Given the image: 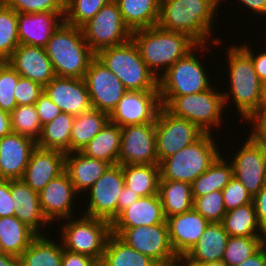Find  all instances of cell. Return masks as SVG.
<instances>
[{"mask_svg": "<svg viewBox=\"0 0 266 266\" xmlns=\"http://www.w3.org/2000/svg\"><path fill=\"white\" fill-rule=\"evenodd\" d=\"M220 5L217 0H160L157 26L187 34L198 44L219 47L223 39L216 36L213 40L211 35Z\"/></svg>", "mask_w": 266, "mask_h": 266, "instance_id": "6da1fadb", "label": "cell"}, {"mask_svg": "<svg viewBox=\"0 0 266 266\" xmlns=\"http://www.w3.org/2000/svg\"><path fill=\"white\" fill-rule=\"evenodd\" d=\"M226 49V71L229 76L227 85H230L226 88L228 92H222L224 106L227 110L234 105L236 113L242 118L240 120L245 122L259 109L262 81L256 74L251 55L241 45L236 42Z\"/></svg>", "mask_w": 266, "mask_h": 266, "instance_id": "7a4b0ae2", "label": "cell"}, {"mask_svg": "<svg viewBox=\"0 0 266 266\" xmlns=\"http://www.w3.org/2000/svg\"><path fill=\"white\" fill-rule=\"evenodd\" d=\"M132 40L148 69L157 79L198 45L187 34L168 31L158 26L133 31Z\"/></svg>", "mask_w": 266, "mask_h": 266, "instance_id": "3957f363", "label": "cell"}, {"mask_svg": "<svg viewBox=\"0 0 266 266\" xmlns=\"http://www.w3.org/2000/svg\"><path fill=\"white\" fill-rule=\"evenodd\" d=\"M44 48L58 77L84 78L90 62L96 57L82 29L65 22L52 34Z\"/></svg>", "mask_w": 266, "mask_h": 266, "instance_id": "277c9868", "label": "cell"}, {"mask_svg": "<svg viewBox=\"0 0 266 266\" xmlns=\"http://www.w3.org/2000/svg\"><path fill=\"white\" fill-rule=\"evenodd\" d=\"M209 48V44H198L159 77L158 91L162 107L175 96L199 93L213 86L205 64L200 59L202 57L199 56V53H208Z\"/></svg>", "mask_w": 266, "mask_h": 266, "instance_id": "5b68a950", "label": "cell"}, {"mask_svg": "<svg viewBox=\"0 0 266 266\" xmlns=\"http://www.w3.org/2000/svg\"><path fill=\"white\" fill-rule=\"evenodd\" d=\"M96 58L119 78L127 91L158 90V79L148 69L132 38L100 50Z\"/></svg>", "mask_w": 266, "mask_h": 266, "instance_id": "8992f818", "label": "cell"}, {"mask_svg": "<svg viewBox=\"0 0 266 266\" xmlns=\"http://www.w3.org/2000/svg\"><path fill=\"white\" fill-rule=\"evenodd\" d=\"M215 135L204 133L193 144L159 163L160 180L182 181L192 184L218 158ZM220 151V152H219Z\"/></svg>", "mask_w": 266, "mask_h": 266, "instance_id": "52a82bcc", "label": "cell"}, {"mask_svg": "<svg viewBox=\"0 0 266 266\" xmlns=\"http://www.w3.org/2000/svg\"><path fill=\"white\" fill-rule=\"evenodd\" d=\"M216 88L212 86L199 93L175 96L164 108L172 115L196 124L205 133L215 134L217 128L225 125L223 117H226L223 93Z\"/></svg>", "mask_w": 266, "mask_h": 266, "instance_id": "ba28073f", "label": "cell"}, {"mask_svg": "<svg viewBox=\"0 0 266 266\" xmlns=\"http://www.w3.org/2000/svg\"><path fill=\"white\" fill-rule=\"evenodd\" d=\"M61 221L58 237L65 250L84 254L101 262L111 232V223L82 214Z\"/></svg>", "mask_w": 266, "mask_h": 266, "instance_id": "9c48e42d", "label": "cell"}, {"mask_svg": "<svg viewBox=\"0 0 266 266\" xmlns=\"http://www.w3.org/2000/svg\"><path fill=\"white\" fill-rule=\"evenodd\" d=\"M81 29L86 42L95 54L132 38V32L124 24L115 0L104 5Z\"/></svg>", "mask_w": 266, "mask_h": 266, "instance_id": "30bf717a", "label": "cell"}, {"mask_svg": "<svg viewBox=\"0 0 266 266\" xmlns=\"http://www.w3.org/2000/svg\"><path fill=\"white\" fill-rule=\"evenodd\" d=\"M111 232L128 246L150 257L159 266L171 265L177 256L170 244L167 223L133 228H111Z\"/></svg>", "mask_w": 266, "mask_h": 266, "instance_id": "8fae6325", "label": "cell"}, {"mask_svg": "<svg viewBox=\"0 0 266 266\" xmlns=\"http://www.w3.org/2000/svg\"><path fill=\"white\" fill-rule=\"evenodd\" d=\"M204 133L196 124L176 117L161 107L155 120L156 153L159 163L193 144Z\"/></svg>", "mask_w": 266, "mask_h": 266, "instance_id": "7c38bea8", "label": "cell"}, {"mask_svg": "<svg viewBox=\"0 0 266 266\" xmlns=\"http://www.w3.org/2000/svg\"><path fill=\"white\" fill-rule=\"evenodd\" d=\"M124 186L122 165H111L85 193L88 204L82 214L112 223L118 215V197Z\"/></svg>", "mask_w": 266, "mask_h": 266, "instance_id": "4fadbf2b", "label": "cell"}, {"mask_svg": "<svg viewBox=\"0 0 266 266\" xmlns=\"http://www.w3.org/2000/svg\"><path fill=\"white\" fill-rule=\"evenodd\" d=\"M243 141L228 161L233 166V176L254 197L266 184V146L249 135Z\"/></svg>", "mask_w": 266, "mask_h": 266, "instance_id": "5bb4252c", "label": "cell"}, {"mask_svg": "<svg viewBox=\"0 0 266 266\" xmlns=\"http://www.w3.org/2000/svg\"><path fill=\"white\" fill-rule=\"evenodd\" d=\"M92 109L109 115L127 92L119 78L96 57L84 77Z\"/></svg>", "mask_w": 266, "mask_h": 266, "instance_id": "9a60e30c", "label": "cell"}, {"mask_svg": "<svg viewBox=\"0 0 266 266\" xmlns=\"http://www.w3.org/2000/svg\"><path fill=\"white\" fill-rule=\"evenodd\" d=\"M119 165H159L155 122L121 127Z\"/></svg>", "mask_w": 266, "mask_h": 266, "instance_id": "2e32d148", "label": "cell"}, {"mask_svg": "<svg viewBox=\"0 0 266 266\" xmlns=\"http://www.w3.org/2000/svg\"><path fill=\"white\" fill-rule=\"evenodd\" d=\"M161 107L158 90L127 91L109 115L110 122L120 127L155 122Z\"/></svg>", "mask_w": 266, "mask_h": 266, "instance_id": "e0dca14e", "label": "cell"}, {"mask_svg": "<svg viewBox=\"0 0 266 266\" xmlns=\"http://www.w3.org/2000/svg\"><path fill=\"white\" fill-rule=\"evenodd\" d=\"M77 195L78 193L65 171L51 180L39 192L40 206L47 221L55 225L60 221L74 217L75 215L72 213L75 212L74 201L78 199Z\"/></svg>", "mask_w": 266, "mask_h": 266, "instance_id": "ac0fdd59", "label": "cell"}, {"mask_svg": "<svg viewBox=\"0 0 266 266\" xmlns=\"http://www.w3.org/2000/svg\"><path fill=\"white\" fill-rule=\"evenodd\" d=\"M44 92L67 114L77 116L92 109L84 78L55 76L44 86Z\"/></svg>", "mask_w": 266, "mask_h": 266, "instance_id": "d6986e66", "label": "cell"}, {"mask_svg": "<svg viewBox=\"0 0 266 266\" xmlns=\"http://www.w3.org/2000/svg\"><path fill=\"white\" fill-rule=\"evenodd\" d=\"M65 152L36 146L31 152L23 180L39 193L51 180L65 171Z\"/></svg>", "mask_w": 266, "mask_h": 266, "instance_id": "ffe728a7", "label": "cell"}, {"mask_svg": "<svg viewBox=\"0 0 266 266\" xmlns=\"http://www.w3.org/2000/svg\"><path fill=\"white\" fill-rule=\"evenodd\" d=\"M36 141L28 136L11 133L0 138V179H22Z\"/></svg>", "mask_w": 266, "mask_h": 266, "instance_id": "44dd1931", "label": "cell"}, {"mask_svg": "<svg viewBox=\"0 0 266 266\" xmlns=\"http://www.w3.org/2000/svg\"><path fill=\"white\" fill-rule=\"evenodd\" d=\"M65 11L17 13L18 37L22 45L45 47L64 22Z\"/></svg>", "mask_w": 266, "mask_h": 266, "instance_id": "7402d4cb", "label": "cell"}, {"mask_svg": "<svg viewBox=\"0 0 266 266\" xmlns=\"http://www.w3.org/2000/svg\"><path fill=\"white\" fill-rule=\"evenodd\" d=\"M7 61L22 77L43 87L56 76L44 47L20 44Z\"/></svg>", "mask_w": 266, "mask_h": 266, "instance_id": "603a6c76", "label": "cell"}, {"mask_svg": "<svg viewBox=\"0 0 266 266\" xmlns=\"http://www.w3.org/2000/svg\"><path fill=\"white\" fill-rule=\"evenodd\" d=\"M169 240L176 255H186L210 223L194 208L188 212L166 218Z\"/></svg>", "mask_w": 266, "mask_h": 266, "instance_id": "cb8c5ba5", "label": "cell"}, {"mask_svg": "<svg viewBox=\"0 0 266 266\" xmlns=\"http://www.w3.org/2000/svg\"><path fill=\"white\" fill-rule=\"evenodd\" d=\"M11 194L15 207L14 216L31 228L37 235H46V232H43L48 230V228L50 229L51 224L43 215L39 202V193L32 190L23 180L17 179L11 180Z\"/></svg>", "mask_w": 266, "mask_h": 266, "instance_id": "d4e9b609", "label": "cell"}, {"mask_svg": "<svg viewBox=\"0 0 266 266\" xmlns=\"http://www.w3.org/2000/svg\"><path fill=\"white\" fill-rule=\"evenodd\" d=\"M166 223L159 194L140 197L122 210L111 223V228H133Z\"/></svg>", "mask_w": 266, "mask_h": 266, "instance_id": "484cf974", "label": "cell"}, {"mask_svg": "<svg viewBox=\"0 0 266 266\" xmlns=\"http://www.w3.org/2000/svg\"><path fill=\"white\" fill-rule=\"evenodd\" d=\"M110 166V163L85 156L80 151L65 155V172L80 196L83 191L87 192Z\"/></svg>", "mask_w": 266, "mask_h": 266, "instance_id": "4316f807", "label": "cell"}, {"mask_svg": "<svg viewBox=\"0 0 266 266\" xmlns=\"http://www.w3.org/2000/svg\"><path fill=\"white\" fill-rule=\"evenodd\" d=\"M228 237L221 222H210L202 236L186 255L203 264L220 261L223 259Z\"/></svg>", "mask_w": 266, "mask_h": 266, "instance_id": "83f0119b", "label": "cell"}, {"mask_svg": "<svg viewBox=\"0 0 266 266\" xmlns=\"http://www.w3.org/2000/svg\"><path fill=\"white\" fill-rule=\"evenodd\" d=\"M131 32L157 26L160 0H115Z\"/></svg>", "mask_w": 266, "mask_h": 266, "instance_id": "f1b7e54d", "label": "cell"}, {"mask_svg": "<svg viewBox=\"0 0 266 266\" xmlns=\"http://www.w3.org/2000/svg\"><path fill=\"white\" fill-rule=\"evenodd\" d=\"M158 194L166 218L188 212L194 207L190 183L159 180Z\"/></svg>", "mask_w": 266, "mask_h": 266, "instance_id": "f546056e", "label": "cell"}, {"mask_svg": "<svg viewBox=\"0 0 266 266\" xmlns=\"http://www.w3.org/2000/svg\"><path fill=\"white\" fill-rule=\"evenodd\" d=\"M120 149L121 127L109 121L80 152L85 156L117 165Z\"/></svg>", "mask_w": 266, "mask_h": 266, "instance_id": "4dcf8cb0", "label": "cell"}, {"mask_svg": "<svg viewBox=\"0 0 266 266\" xmlns=\"http://www.w3.org/2000/svg\"><path fill=\"white\" fill-rule=\"evenodd\" d=\"M110 121L109 114L91 109L74 116L70 152L81 151Z\"/></svg>", "mask_w": 266, "mask_h": 266, "instance_id": "1f68e13d", "label": "cell"}, {"mask_svg": "<svg viewBox=\"0 0 266 266\" xmlns=\"http://www.w3.org/2000/svg\"><path fill=\"white\" fill-rule=\"evenodd\" d=\"M63 245L48 235H37L20 255L21 266H61Z\"/></svg>", "mask_w": 266, "mask_h": 266, "instance_id": "d6a6232c", "label": "cell"}, {"mask_svg": "<svg viewBox=\"0 0 266 266\" xmlns=\"http://www.w3.org/2000/svg\"><path fill=\"white\" fill-rule=\"evenodd\" d=\"M221 223L231 237H266L258 224L253 202L227 211Z\"/></svg>", "mask_w": 266, "mask_h": 266, "instance_id": "836d02e7", "label": "cell"}, {"mask_svg": "<svg viewBox=\"0 0 266 266\" xmlns=\"http://www.w3.org/2000/svg\"><path fill=\"white\" fill-rule=\"evenodd\" d=\"M36 236L16 216L0 217V239L6 254L20 257Z\"/></svg>", "mask_w": 266, "mask_h": 266, "instance_id": "e575fe53", "label": "cell"}, {"mask_svg": "<svg viewBox=\"0 0 266 266\" xmlns=\"http://www.w3.org/2000/svg\"><path fill=\"white\" fill-rule=\"evenodd\" d=\"M222 154L191 184L193 199L213 191H222L234 177L231 162Z\"/></svg>", "mask_w": 266, "mask_h": 266, "instance_id": "d590c367", "label": "cell"}, {"mask_svg": "<svg viewBox=\"0 0 266 266\" xmlns=\"http://www.w3.org/2000/svg\"><path fill=\"white\" fill-rule=\"evenodd\" d=\"M124 185L135 191L140 197L158 194L160 167L159 165H122Z\"/></svg>", "mask_w": 266, "mask_h": 266, "instance_id": "8d00e7d4", "label": "cell"}, {"mask_svg": "<svg viewBox=\"0 0 266 266\" xmlns=\"http://www.w3.org/2000/svg\"><path fill=\"white\" fill-rule=\"evenodd\" d=\"M73 121V115L61 112L54 120L42 126L36 146L70 153Z\"/></svg>", "mask_w": 266, "mask_h": 266, "instance_id": "74e56055", "label": "cell"}, {"mask_svg": "<svg viewBox=\"0 0 266 266\" xmlns=\"http://www.w3.org/2000/svg\"><path fill=\"white\" fill-rule=\"evenodd\" d=\"M101 263L105 266H159L113 234L107 240Z\"/></svg>", "mask_w": 266, "mask_h": 266, "instance_id": "f35d334b", "label": "cell"}, {"mask_svg": "<svg viewBox=\"0 0 266 266\" xmlns=\"http://www.w3.org/2000/svg\"><path fill=\"white\" fill-rule=\"evenodd\" d=\"M20 45L17 12L0 5V57L7 61Z\"/></svg>", "mask_w": 266, "mask_h": 266, "instance_id": "ab89813d", "label": "cell"}, {"mask_svg": "<svg viewBox=\"0 0 266 266\" xmlns=\"http://www.w3.org/2000/svg\"><path fill=\"white\" fill-rule=\"evenodd\" d=\"M266 243V237H228L222 261L237 266L255 254Z\"/></svg>", "mask_w": 266, "mask_h": 266, "instance_id": "60d3db41", "label": "cell"}, {"mask_svg": "<svg viewBox=\"0 0 266 266\" xmlns=\"http://www.w3.org/2000/svg\"><path fill=\"white\" fill-rule=\"evenodd\" d=\"M12 132L28 136L35 141L41 135L42 124L35 104L18 105L10 113Z\"/></svg>", "mask_w": 266, "mask_h": 266, "instance_id": "b9f144b4", "label": "cell"}, {"mask_svg": "<svg viewBox=\"0 0 266 266\" xmlns=\"http://www.w3.org/2000/svg\"><path fill=\"white\" fill-rule=\"evenodd\" d=\"M111 0H65L64 22L81 28Z\"/></svg>", "mask_w": 266, "mask_h": 266, "instance_id": "7bdbcfd3", "label": "cell"}, {"mask_svg": "<svg viewBox=\"0 0 266 266\" xmlns=\"http://www.w3.org/2000/svg\"><path fill=\"white\" fill-rule=\"evenodd\" d=\"M20 74L4 61L0 64V109L11 113L17 106L14 97V89L17 85Z\"/></svg>", "mask_w": 266, "mask_h": 266, "instance_id": "ee69618b", "label": "cell"}, {"mask_svg": "<svg viewBox=\"0 0 266 266\" xmlns=\"http://www.w3.org/2000/svg\"><path fill=\"white\" fill-rule=\"evenodd\" d=\"M209 222H222L227 212L224 206L222 191H213L194 199V207Z\"/></svg>", "mask_w": 266, "mask_h": 266, "instance_id": "f6af8a7d", "label": "cell"}, {"mask_svg": "<svg viewBox=\"0 0 266 266\" xmlns=\"http://www.w3.org/2000/svg\"><path fill=\"white\" fill-rule=\"evenodd\" d=\"M2 4L17 13L65 11V0H2Z\"/></svg>", "mask_w": 266, "mask_h": 266, "instance_id": "bcb514c9", "label": "cell"}, {"mask_svg": "<svg viewBox=\"0 0 266 266\" xmlns=\"http://www.w3.org/2000/svg\"><path fill=\"white\" fill-rule=\"evenodd\" d=\"M222 195L226 211H230L242 205L252 203L253 199L242 183L235 177H233L227 186L222 190Z\"/></svg>", "mask_w": 266, "mask_h": 266, "instance_id": "7dc6e473", "label": "cell"}, {"mask_svg": "<svg viewBox=\"0 0 266 266\" xmlns=\"http://www.w3.org/2000/svg\"><path fill=\"white\" fill-rule=\"evenodd\" d=\"M44 92V87L35 81L20 76L14 89V97L18 105H33Z\"/></svg>", "mask_w": 266, "mask_h": 266, "instance_id": "c3c4849f", "label": "cell"}, {"mask_svg": "<svg viewBox=\"0 0 266 266\" xmlns=\"http://www.w3.org/2000/svg\"><path fill=\"white\" fill-rule=\"evenodd\" d=\"M245 122L252 127L249 136L266 146V108H259Z\"/></svg>", "mask_w": 266, "mask_h": 266, "instance_id": "681fc988", "label": "cell"}, {"mask_svg": "<svg viewBox=\"0 0 266 266\" xmlns=\"http://www.w3.org/2000/svg\"><path fill=\"white\" fill-rule=\"evenodd\" d=\"M35 106L42 126L54 120L62 112L45 92L39 96Z\"/></svg>", "mask_w": 266, "mask_h": 266, "instance_id": "f907efd6", "label": "cell"}, {"mask_svg": "<svg viewBox=\"0 0 266 266\" xmlns=\"http://www.w3.org/2000/svg\"><path fill=\"white\" fill-rule=\"evenodd\" d=\"M15 215V207L11 194V180L0 179V217Z\"/></svg>", "mask_w": 266, "mask_h": 266, "instance_id": "816d5d0a", "label": "cell"}, {"mask_svg": "<svg viewBox=\"0 0 266 266\" xmlns=\"http://www.w3.org/2000/svg\"><path fill=\"white\" fill-rule=\"evenodd\" d=\"M241 44V46L251 55L252 63L254 66V69L256 71L257 76L261 81L266 80V49L264 51H259L255 54V51L253 50L252 46L245 43ZM266 48V45L263 46ZM261 52V53H260Z\"/></svg>", "mask_w": 266, "mask_h": 266, "instance_id": "f5cc1de1", "label": "cell"}, {"mask_svg": "<svg viewBox=\"0 0 266 266\" xmlns=\"http://www.w3.org/2000/svg\"><path fill=\"white\" fill-rule=\"evenodd\" d=\"M96 263L90 256L63 250L61 266H94Z\"/></svg>", "mask_w": 266, "mask_h": 266, "instance_id": "db71d44e", "label": "cell"}, {"mask_svg": "<svg viewBox=\"0 0 266 266\" xmlns=\"http://www.w3.org/2000/svg\"><path fill=\"white\" fill-rule=\"evenodd\" d=\"M252 202L256 209L258 224L266 234V184L253 197Z\"/></svg>", "mask_w": 266, "mask_h": 266, "instance_id": "11a10c76", "label": "cell"}, {"mask_svg": "<svg viewBox=\"0 0 266 266\" xmlns=\"http://www.w3.org/2000/svg\"><path fill=\"white\" fill-rule=\"evenodd\" d=\"M140 196L126 186L123 187L119 197H118V214L125 208L132 205Z\"/></svg>", "mask_w": 266, "mask_h": 266, "instance_id": "9f6ffc18", "label": "cell"}, {"mask_svg": "<svg viewBox=\"0 0 266 266\" xmlns=\"http://www.w3.org/2000/svg\"><path fill=\"white\" fill-rule=\"evenodd\" d=\"M244 8H248L252 15L266 17V0H237Z\"/></svg>", "mask_w": 266, "mask_h": 266, "instance_id": "6f0895ef", "label": "cell"}, {"mask_svg": "<svg viewBox=\"0 0 266 266\" xmlns=\"http://www.w3.org/2000/svg\"><path fill=\"white\" fill-rule=\"evenodd\" d=\"M265 264V244L252 256L238 264L237 266H264Z\"/></svg>", "mask_w": 266, "mask_h": 266, "instance_id": "680465c9", "label": "cell"}, {"mask_svg": "<svg viewBox=\"0 0 266 266\" xmlns=\"http://www.w3.org/2000/svg\"><path fill=\"white\" fill-rule=\"evenodd\" d=\"M12 133L10 113L0 109V138Z\"/></svg>", "mask_w": 266, "mask_h": 266, "instance_id": "91938a15", "label": "cell"}, {"mask_svg": "<svg viewBox=\"0 0 266 266\" xmlns=\"http://www.w3.org/2000/svg\"><path fill=\"white\" fill-rule=\"evenodd\" d=\"M172 266H204L203 263L196 262L187 255H177L171 263Z\"/></svg>", "mask_w": 266, "mask_h": 266, "instance_id": "94428289", "label": "cell"}, {"mask_svg": "<svg viewBox=\"0 0 266 266\" xmlns=\"http://www.w3.org/2000/svg\"><path fill=\"white\" fill-rule=\"evenodd\" d=\"M0 266H21L20 257L0 254Z\"/></svg>", "mask_w": 266, "mask_h": 266, "instance_id": "6125c7cd", "label": "cell"}, {"mask_svg": "<svg viewBox=\"0 0 266 266\" xmlns=\"http://www.w3.org/2000/svg\"><path fill=\"white\" fill-rule=\"evenodd\" d=\"M259 108H266V80L261 83Z\"/></svg>", "mask_w": 266, "mask_h": 266, "instance_id": "be15d7a7", "label": "cell"}, {"mask_svg": "<svg viewBox=\"0 0 266 266\" xmlns=\"http://www.w3.org/2000/svg\"><path fill=\"white\" fill-rule=\"evenodd\" d=\"M204 266H227V264L225 262H223L222 260H220V261H213V262L204 263Z\"/></svg>", "mask_w": 266, "mask_h": 266, "instance_id": "e7e4bbea", "label": "cell"}, {"mask_svg": "<svg viewBox=\"0 0 266 266\" xmlns=\"http://www.w3.org/2000/svg\"><path fill=\"white\" fill-rule=\"evenodd\" d=\"M0 254H6L5 250H4L3 246H2L1 239H0Z\"/></svg>", "mask_w": 266, "mask_h": 266, "instance_id": "03108f58", "label": "cell"}, {"mask_svg": "<svg viewBox=\"0 0 266 266\" xmlns=\"http://www.w3.org/2000/svg\"><path fill=\"white\" fill-rule=\"evenodd\" d=\"M94 266H105V265L101 262H97Z\"/></svg>", "mask_w": 266, "mask_h": 266, "instance_id": "003e7915", "label": "cell"}, {"mask_svg": "<svg viewBox=\"0 0 266 266\" xmlns=\"http://www.w3.org/2000/svg\"><path fill=\"white\" fill-rule=\"evenodd\" d=\"M264 266H266V243H265V264Z\"/></svg>", "mask_w": 266, "mask_h": 266, "instance_id": "a7ac6f4b", "label": "cell"}, {"mask_svg": "<svg viewBox=\"0 0 266 266\" xmlns=\"http://www.w3.org/2000/svg\"><path fill=\"white\" fill-rule=\"evenodd\" d=\"M219 3H221V6H222V2L224 1V2H226L225 0H217ZM228 1V0H227Z\"/></svg>", "mask_w": 266, "mask_h": 266, "instance_id": "89a4df30", "label": "cell"}, {"mask_svg": "<svg viewBox=\"0 0 266 266\" xmlns=\"http://www.w3.org/2000/svg\"><path fill=\"white\" fill-rule=\"evenodd\" d=\"M264 44L266 45V30H265V37H264Z\"/></svg>", "mask_w": 266, "mask_h": 266, "instance_id": "2644e50d", "label": "cell"}, {"mask_svg": "<svg viewBox=\"0 0 266 266\" xmlns=\"http://www.w3.org/2000/svg\"><path fill=\"white\" fill-rule=\"evenodd\" d=\"M4 62V60L0 57V64H2Z\"/></svg>", "mask_w": 266, "mask_h": 266, "instance_id": "8c879c8a", "label": "cell"}]
</instances>
